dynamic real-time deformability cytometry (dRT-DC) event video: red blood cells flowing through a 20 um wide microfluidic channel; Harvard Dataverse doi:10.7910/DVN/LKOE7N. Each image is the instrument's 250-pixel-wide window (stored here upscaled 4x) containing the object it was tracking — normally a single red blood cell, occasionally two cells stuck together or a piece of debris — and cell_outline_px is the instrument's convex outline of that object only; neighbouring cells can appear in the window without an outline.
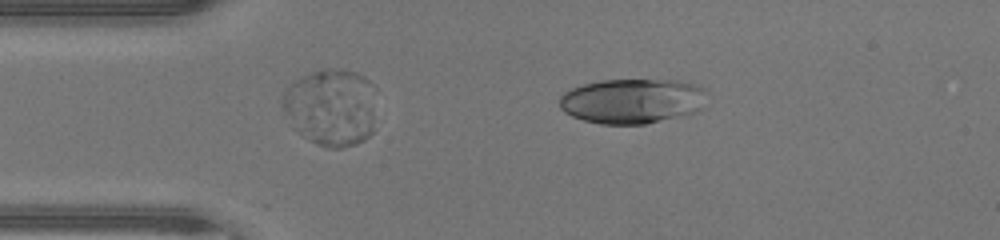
{"species": "human", "species_latin": "Homo sapiens", "temperature_condition": "warm", "stored_images_in_passage": 35, "camera_frame_rate_fps": 3000, "um_per_image_px": 0.085, "donor": {"sex": "male"}, "frame": {"image": 1, "passage_image": 1, "time_ms": 0.0, "image_size_px": [1000, 240], "cell_outline_px": [[708, 92], [700, 108], [696, 112], [644, 124], [600, 124], [584, 120], [572, 116], [564, 112], [560, 108], [560, 96], [564, 92], [572, 88], [584, 84], [600, 80], [676, 80], [692, 84], [704, 88]], "centroid_in_image_um": [53.72, 8.58], "position_along_channel_um": 31.3, "area_um2": 38.49}}
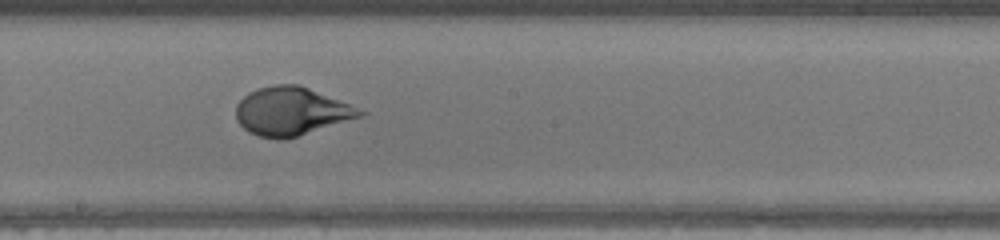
{"frame": {"image": 2, "passage_image": 17, "time_ms": 5.333, "image_size_px": [1000, 240], "cell_outline_px": [[368, 112], [364, 116], [296, 136], [280, 140], [260, 136], [248, 132], [236, 120], [236, 104], [248, 92], [256, 88], [276, 84], [300, 84]], "centroid_in_image_um": [24.74, 9.45], "position_along_channel_um": 223.5, "area_um2": 34.8}}
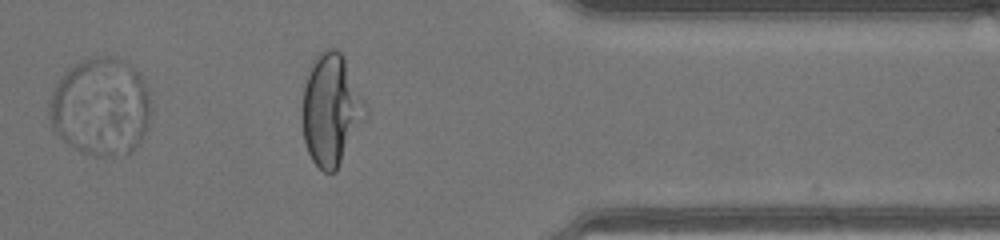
{"frame": {"image": 3, "passage_image": 29, "time_ms": 9.333, "image_size_px": [1000, 240], "cell_outline_px": [[152, 112], [148, 128], [132, 152], [128, 156], [96, 156], [84, 152], [64, 144], [52, 128], [48, 116], [48, 104], [52, 92], [60, 76], [68, 68], [92, 56], [112, 56], [128, 60], [140, 72], [144, 80], [152, 104]], "centroid_in_image_um": [8.58, 9.07], "position_along_channel_um": 402.8, "area_um2": 59.59}, "authors_computed_cell_mechanics": {"area_um2": 35.7204, "velocity_mm_per_s": 4.395, "shape_relaxation_time_tau1_ms": 3.1631, "shape_relaxation_time_tau2_ms": null, "deformation_change_tau1": 0.2342, "deformation_change_tau2": null}}